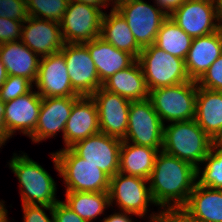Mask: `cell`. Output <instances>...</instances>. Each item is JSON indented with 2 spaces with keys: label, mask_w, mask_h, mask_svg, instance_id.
Returning a JSON list of instances; mask_svg holds the SVG:
<instances>
[{
  "label": "cell",
  "mask_w": 222,
  "mask_h": 222,
  "mask_svg": "<svg viewBox=\"0 0 222 222\" xmlns=\"http://www.w3.org/2000/svg\"><path fill=\"white\" fill-rule=\"evenodd\" d=\"M196 179L197 168L162 150L159 151L148 179L155 205L160 208L184 206L197 183Z\"/></svg>",
  "instance_id": "1"
},
{
  "label": "cell",
  "mask_w": 222,
  "mask_h": 222,
  "mask_svg": "<svg viewBox=\"0 0 222 222\" xmlns=\"http://www.w3.org/2000/svg\"><path fill=\"white\" fill-rule=\"evenodd\" d=\"M213 140L199 127L196 120L171 122L164 125L162 151L197 168L210 152Z\"/></svg>",
  "instance_id": "2"
},
{
  "label": "cell",
  "mask_w": 222,
  "mask_h": 222,
  "mask_svg": "<svg viewBox=\"0 0 222 222\" xmlns=\"http://www.w3.org/2000/svg\"><path fill=\"white\" fill-rule=\"evenodd\" d=\"M51 155L55 169L65 181L66 192H108L110 177L96 165L85 162L71 148Z\"/></svg>",
  "instance_id": "3"
},
{
  "label": "cell",
  "mask_w": 222,
  "mask_h": 222,
  "mask_svg": "<svg viewBox=\"0 0 222 222\" xmlns=\"http://www.w3.org/2000/svg\"><path fill=\"white\" fill-rule=\"evenodd\" d=\"M9 167L19 180L22 205L54 206L56 183L50 174L27 154H13Z\"/></svg>",
  "instance_id": "4"
},
{
  "label": "cell",
  "mask_w": 222,
  "mask_h": 222,
  "mask_svg": "<svg viewBox=\"0 0 222 222\" xmlns=\"http://www.w3.org/2000/svg\"><path fill=\"white\" fill-rule=\"evenodd\" d=\"M137 61L149 91L190 81L185 60L165 52L154 44L143 48Z\"/></svg>",
  "instance_id": "5"
},
{
  "label": "cell",
  "mask_w": 222,
  "mask_h": 222,
  "mask_svg": "<svg viewBox=\"0 0 222 222\" xmlns=\"http://www.w3.org/2000/svg\"><path fill=\"white\" fill-rule=\"evenodd\" d=\"M197 89V82L192 80L159 87L149 91V100L162 122L189 121L195 119Z\"/></svg>",
  "instance_id": "6"
},
{
  "label": "cell",
  "mask_w": 222,
  "mask_h": 222,
  "mask_svg": "<svg viewBox=\"0 0 222 222\" xmlns=\"http://www.w3.org/2000/svg\"><path fill=\"white\" fill-rule=\"evenodd\" d=\"M113 7L128 23L142 49L154 44L163 21L168 17L160 8L143 0H114Z\"/></svg>",
  "instance_id": "7"
},
{
  "label": "cell",
  "mask_w": 222,
  "mask_h": 222,
  "mask_svg": "<svg viewBox=\"0 0 222 222\" xmlns=\"http://www.w3.org/2000/svg\"><path fill=\"white\" fill-rule=\"evenodd\" d=\"M164 125L149 99L131 101L127 132L122 141L161 151Z\"/></svg>",
  "instance_id": "8"
},
{
  "label": "cell",
  "mask_w": 222,
  "mask_h": 222,
  "mask_svg": "<svg viewBox=\"0 0 222 222\" xmlns=\"http://www.w3.org/2000/svg\"><path fill=\"white\" fill-rule=\"evenodd\" d=\"M103 14L98 7L69 1L60 22L65 43L82 44L99 37Z\"/></svg>",
  "instance_id": "9"
},
{
  "label": "cell",
  "mask_w": 222,
  "mask_h": 222,
  "mask_svg": "<svg viewBox=\"0 0 222 222\" xmlns=\"http://www.w3.org/2000/svg\"><path fill=\"white\" fill-rule=\"evenodd\" d=\"M147 179L118 172L110 178L109 200H115L121 211L144 217L149 203L155 204Z\"/></svg>",
  "instance_id": "10"
},
{
  "label": "cell",
  "mask_w": 222,
  "mask_h": 222,
  "mask_svg": "<svg viewBox=\"0 0 222 222\" xmlns=\"http://www.w3.org/2000/svg\"><path fill=\"white\" fill-rule=\"evenodd\" d=\"M169 17L192 39L222 28L214 0H187Z\"/></svg>",
  "instance_id": "11"
},
{
  "label": "cell",
  "mask_w": 222,
  "mask_h": 222,
  "mask_svg": "<svg viewBox=\"0 0 222 222\" xmlns=\"http://www.w3.org/2000/svg\"><path fill=\"white\" fill-rule=\"evenodd\" d=\"M61 52L73 90L79 96H91L102 87L94 61L83 43H65Z\"/></svg>",
  "instance_id": "12"
},
{
  "label": "cell",
  "mask_w": 222,
  "mask_h": 222,
  "mask_svg": "<svg viewBox=\"0 0 222 222\" xmlns=\"http://www.w3.org/2000/svg\"><path fill=\"white\" fill-rule=\"evenodd\" d=\"M121 145V139L99 132L70 148L85 162L96 165L111 178L119 172Z\"/></svg>",
  "instance_id": "13"
},
{
  "label": "cell",
  "mask_w": 222,
  "mask_h": 222,
  "mask_svg": "<svg viewBox=\"0 0 222 222\" xmlns=\"http://www.w3.org/2000/svg\"><path fill=\"white\" fill-rule=\"evenodd\" d=\"M98 109L100 132L123 140L131 101L100 87L91 95Z\"/></svg>",
  "instance_id": "14"
},
{
  "label": "cell",
  "mask_w": 222,
  "mask_h": 222,
  "mask_svg": "<svg viewBox=\"0 0 222 222\" xmlns=\"http://www.w3.org/2000/svg\"><path fill=\"white\" fill-rule=\"evenodd\" d=\"M34 84L41 97H81L73 90L61 51L40 58Z\"/></svg>",
  "instance_id": "15"
},
{
  "label": "cell",
  "mask_w": 222,
  "mask_h": 222,
  "mask_svg": "<svg viewBox=\"0 0 222 222\" xmlns=\"http://www.w3.org/2000/svg\"><path fill=\"white\" fill-rule=\"evenodd\" d=\"M20 41L40 58L61 51L65 45L59 22L31 16L22 24Z\"/></svg>",
  "instance_id": "16"
},
{
  "label": "cell",
  "mask_w": 222,
  "mask_h": 222,
  "mask_svg": "<svg viewBox=\"0 0 222 222\" xmlns=\"http://www.w3.org/2000/svg\"><path fill=\"white\" fill-rule=\"evenodd\" d=\"M80 97H42L38 122L33 134L29 137L38 143L57 132H64L66 122L71 114L73 104Z\"/></svg>",
  "instance_id": "17"
},
{
  "label": "cell",
  "mask_w": 222,
  "mask_h": 222,
  "mask_svg": "<svg viewBox=\"0 0 222 222\" xmlns=\"http://www.w3.org/2000/svg\"><path fill=\"white\" fill-rule=\"evenodd\" d=\"M42 97L35 91L5 102L4 122L9 137L16 130L30 137L37 125Z\"/></svg>",
  "instance_id": "18"
},
{
  "label": "cell",
  "mask_w": 222,
  "mask_h": 222,
  "mask_svg": "<svg viewBox=\"0 0 222 222\" xmlns=\"http://www.w3.org/2000/svg\"><path fill=\"white\" fill-rule=\"evenodd\" d=\"M100 132L98 109L91 96H81L72 106L63 132L65 148Z\"/></svg>",
  "instance_id": "19"
},
{
  "label": "cell",
  "mask_w": 222,
  "mask_h": 222,
  "mask_svg": "<svg viewBox=\"0 0 222 222\" xmlns=\"http://www.w3.org/2000/svg\"><path fill=\"white\" fill-rule=\"evenodd\" d=\"M220 55H222V28L214 33L193 38L185 59L190 80L197 82Z\"/></svg>",
  "instance_id": "20"
},
{
  "label": "cell",
  "mask_w": 222,
  "mask_h": 222,
  "mask_svg": "<svg viewBox=\"0 0 222 222\" xmlns=\"http://www.w3.org/2000/svg\"><path fill=\"white\" fill-rule=\"evenodd\" d=\"M83 44L88 48L94 61L101 84L136 61L131 54L117 49L100 36Z\"/></svg>",
  "instance_id": "21"
},
{
  "label": "cell",
  "mask_w": 222,
  "mask_h": 222,
  "mask_svg": "<svg viewBox=\"0 0 222 222\" xmlns=\"http://www.w3.org/2000/svg\"><path fill=\"white\" fill-rule=\"evenodd\" d=\"M0 60L8 75L21 76L35 83L40 59L20 40L0 44Z\"/></svg>",
  "instance_id": "22"
},
{
  "label": "cell",
  "mask_w": 222,
  "mask_h": 222,
  "mask_svg": "<svg viewBox=\"0 0 222 222\" xmlns=\"http://www.w3.org/2000/svg\"><path fill=\"white\" fill-rule=\"evenodd\" d=\"M102 87L130 101L149 99V90L137 60L128 68L113 74L102 84Z\"/></svg>",
  "instance_id": "23"
},
{
  "label": "cell",
  "mask_w": 222,
  "mask_h": 222,
  "mask_svg": "<svg viewBox=\"0 0 222 222\" xmlns=\"http://www.w3.org/2000/svg\"><path fill=\"white\" fill-rule=\"evenodd\" d=\"M195 120L212 140L216 138L222 130V91L198 86Z\"/></svg>",
  "instance_id": "24"
},
{
  "label": "cell",
  "mask_w": 222,
  "mask_h": 222,
  "mask_svg": "<svg viewBox=\"0 0 222 222\" xmlns=\"http://www.w3.org/2000/svg\"><path fill=\"white\" fill-rule=\"evenodd\" d=\"M100 37L117 49L131 54L136 60L142 50L128 23L114 7L109 15L103 14Z\"/></svg>",
  "instance_id": "25"
},
{
  "label": "cell",
  "mask_w": 222,
  "mask_h": 222,
  "mask_svg": "<svg viewBox=\"0 0 222 222\" xmlns=\"http://www.w3.org/2000/svg\"><path fill=\"white\" fill-rule=\"evenodd\" d=\"M158 152L155 148L122 141L119 172L148 180Z\"/></svg>",
  "instance_id": "26"
},
{
  "label": "cell",
  "mask_w": 222,
  "mask_h": 222,
  "mask_svg": "<svg viewBox=\"0 0 222 222\" xmlns=\"http://www.w3.org/2000/svg\"><path fill=\"white\" fill-rule=\"evenodd\" d=\"M183 207L202 221L222 222V190L196 183Z\"/></svg>",
  "instance_id": "27"
},
{
  "label": "cell",
  "mask_w": 222,
  "mask_h": 222,
  "mask_svg": "<svg viewBox=\"0 0 222 222\" xmlns=\"http://www.w3.org/2000/svg\"><path fill=\"white\" fill-rule=\"evenodd\" d=\"M64 203L88 222H93V219L110 207L108 192H66Z\"/></svg>",
  "instance_id": "28"
},
{
  "label": "cell",
  "mask_w": 222,
  "mask_h": 222,
  "mask_svg": "<svg viewBox=\"0 0 222 222\" xmlns=\"http://www.w3.org/2000/svg\"><path fill=\"white\" fill-rule=\"evenodd\" d=\"M191 42L192 38L168 16L157 33L154 45L173 56L185 60Z\"/></svg>",
  "instance_id": "29"
},
{
  "label": "cell",
  "mask_w": 222,
  "mask_h": 222,
  "mask_svg": "<svg viewBox=\"0 0 222 222\" xmlns=\"http://www.w3.org/2000/svg\"><path fill=\"white\" fill-rule=\"evenodd\" d=\"M204 162L206 164L202 175L197 174V183L203 187L222 190V149L212 145L203 164Z\"/></svg>",
  "instance_id": "30"
},
{
  "label": "cell",
  "mask_w": 222,
  "mask_h": 222,
  "mask_svg": "<svg viewBox=\"0 0 222 222\" xmlns=\"http://www.w3.org/2000/svg\"><path fill=\"white\" fill-rule=\"evenodd\" d=\"M69 0H26L28 16L61 22Z\"/></svg>",
  "instance_id": "31"
},
{
  "label": "cell",
  "mask_w": 222,
  "mask_h": 222,
  "mask_svg": "<svg viewBox=\"0 0 222 222\" xmlns=\"http://www.w3.org/2000/svg\"><path fill=\"white\" fill-rule=\"evenodd\" d=\"M33 89L32 82L21 76L8 75L0 87V98L6 102L25 95Z\"/></svg>",
  "instance_id": "32"
},
{
  "label": "cell",
  "mask_w": 222,
  "mask_h": 222,
  "mask_svg": "<svg viewBox=\"0 0 222 222\" xmlns=\"http://www.w3.org/2000/svg\"><path fill=\"white\" fill-rule=\"evenodd\" d=\"M166 210V211H165ZM150 222H205L193 216L183 206L166 207L157 214L150 215Z\"/></svg>",
  "instance_id": "33"
},
{
  "label": "cell",
  "mask_w": 222,
  "mask_h": 222,
  "mask_svg": "<svg viewBox=\"0 0 222 222\" xmlns=\"http://www.w3.org/2000/svg\"><path fill=\"white\" fill-rule=\"evenodd\" d=\"M197 85L209 90L222 91V55L211 64L197 81Z\"/></svg>",
  "instance_id": "34"
},
{
  "label": "cell",
  "mask_w": 222,
  "mask_h": 222,
  "mask_svg": "<svg viewBox=\"0 0 222 222\" xmlns=\"http://www.w3.org/2000/svg\"><path fill=\"white\" fill-rule=\"evenodd\" d=\"M0 17L24 22L29 17L26 0H0Z\"/></svg>",
  "instance_id": "35"
},
{
  "label": "cell",
  "mask_w": 222,
  "mask_h": 222,
  "mask_svg": "<svg viewBox=\"0 0 222 222\" xmlns=\"http://www.w3.org/2000/svg\"><path fill=\"white\" fill-rule=\"evenodd\" d=\"M22 21L0 17V44L21 40Z\"/></svg>",
  "instance_id": "36"
},
{
  "label": "cell",
  "mask_w": 222,
  "mask_h": 222,
  "mask_svg": "<svg viewBox=\"0 0 222 222\" xmlns=\"http://www.w3.org/2000/svg\"><path fill=\"white\" fill-rule=\"evenodd\" d=\"M22 207L24 213V222H54L53 206L22 205ZM43 208L50 211L52 219H49V217L44 212Z\"/></svg>",
  "instance_id": "37"
},
{
  "label": "cell",
  "mask_w": 222,
  "mask_h": 222,
  "mask_svg": "<svg viewBox=\"0 0 222 222\" xmlns=\"http://www.w3.org/2000/svg\"><path fill=\"white\" fill-rule=\"evenodd\" d=\"M54 222H88L78 216L63 201H58L53 206Z\"/></svg>",
  "instance_id": "38"
},
{
  "label": "cell",
  "mask_w": 222,
  "mask_h": 222,
  "mask_svg": "<svg viewBox=\"0 0 222 222\" xmlns=\"http://www.w3.org/2000/svg\"><path fill=\"white\" fill-rule=\"evenodd\" d=\"M156 5L166 15L170 16L177 8H179L187 0H155Z\"/></svg>",
  "instance_id": "39"
},
{
  "label": "cell",
  "mask_w": 222,
  "mask_h": 222,
  "mask_svg": "<svg viewBox=\"0 0 222 222\" xmlns=\"http://www.w3.org/2000/svg\"><path fill=\"white\" fill-rule=\"evenodd\" d=\"M4 111H5V102L0 98V148L8 138V133L6 131L5 122H4Z\"/></svg>",
  "instance_id": "40"
},
{
  "label": "cell",
  "mask_w": 222,
  "mask_h": 222,
  "mask_svg": "<svg viewBox=\"0 0 222 222\" xmlns=\"http://www.w3.org/2000/svg\"><path fill=\"white\" fill-rule=\"evenodd\" d=\"M130 214L128 212H120V213H114L113 215H109L108 217H105L102 222H133L131 221V218H129Z\"/></svg>",
  "instance_id": "41"
},
{
  "label": "cell",
  "mask_w": 222,
  "mask_h": 222,
  "mask_svg": "<svg viewBox=\"0 0 222 222\" xmlns=\"http://www.w3.org/2000/svg\"><path fill=\"white\" fill-rule=\"evenodd\" d=\"M69 1L84 3L87 5L98 7L100 9L103 8L104 6L106 8L108 5H110L109 2L111 1L112 3L114 2V0H69Z\"/></svg>",
  "instance_id": "42"
},
{
  "label": "cell",
  "mask_w": 222,
  "mask_h": 222,
  "mask_svg": "<svg viewBox=\"0 0 222 222\" xmlns=\"http://www.w3.org/2000/svg\"><path fill=\"white\" fill-rule=\"evenodd\" d=\"M7 77H8L7 70H6L5 66H4V64L0 60V87L4 84V82L6 81Z\"/></svg>",
  "instance_id": "43"
},
{
  "label": "cell",
  "mask_w": 222,
  "mask_h": 222,
  "mask_svg": "<svg viewBox=\"0 0 222 222\" xmlns=\"http://www.w3.org/2000/svg\"><path fill=\"white\" fill-rule=\"evenodd\" d=\"M3 203H4L3 200L2 202L0 201V222H8V219H7L8 210L4 207L5 205Z\"/></svg>",
  "instance_id": "44"
},
{
  "label": "cell",
  "mask_w": 222,
  "mask_h": 222,
  "mask_svg": "<svg viewBox=\"0 0 222 222\" xmlns=\"http://www.w3.org/2000/svg\"><path fill=\"white\" fill-rule=\"evenodd\" d=\"M219 21L222 23V0H214Z\"/></svg>",
  "instance_id": "45"
},
{
  "label": "cell",
  "mask_w": 222,
  "mask_h": 222,
  "mask_svg": "<svg viewBox=\"0 0 222 222\" xmlns=\"http://www.w3.org/2000/svg\"><path fill=\"white\" fill-rule=\"evenodd\" d=\"M213 145L222 149V130L213 140Z\"/></svg>",
  "instance_id": "46"
}]
</instances>
